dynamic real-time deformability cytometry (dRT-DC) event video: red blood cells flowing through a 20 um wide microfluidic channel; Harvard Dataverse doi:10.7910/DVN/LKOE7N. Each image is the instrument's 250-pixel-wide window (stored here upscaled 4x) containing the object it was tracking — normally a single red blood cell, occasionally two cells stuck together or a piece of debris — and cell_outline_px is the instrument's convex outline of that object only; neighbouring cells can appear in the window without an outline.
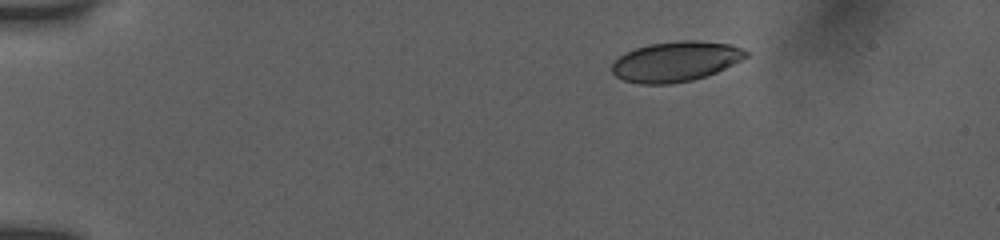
{"species": "human", "species_latin": "Homo sapiens", "temperature_condition": "room temperature", "stored_images_in_passage": 46, "camera_frame_rate_fps": 3000, "um_per_image_px": 0.085, "donor": {"sex": "female"}, "frame": {"image": 1, "passage_image": 1, "time_ms": 0.0, "image_size_px": [1000, 240], "cell_outline_px": [[752, 52], [748, 56], [716, 72], [692, 80], [672, 84], [640, 84], [624, 80], [616, 76], [612, 72], [612, 64], [624, 52], [648, 44], [676, 40], [696, 40], [732, 44]], "centroid_in_image_um": [57.44, 5.21], "position_along_channel_um": 27.6, "area_um2": 31.44}}
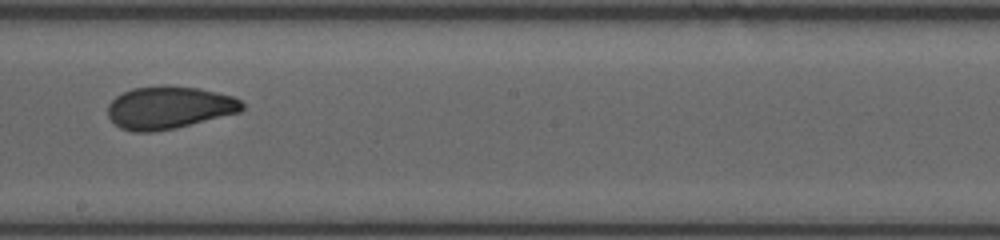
{"frame": {"image": 2, "passage_image": 24, "time_ms": 7.667, "image_size_px": [1000, 240], "cell_outline_px": [[244, 108], [240, 112], [176, 128], [152, 132], [132, 132], [120, 128], [108, 116], [108, 104], [116, 96], [132, 88], [160, 84], [168, 84], [200, 88], [232, 96], [240, 100], [244, 104]], "centroid_in_image_um": [14.36, 9.13], "position_along_channel_um": 233.8, "area_um2": 33.7}}
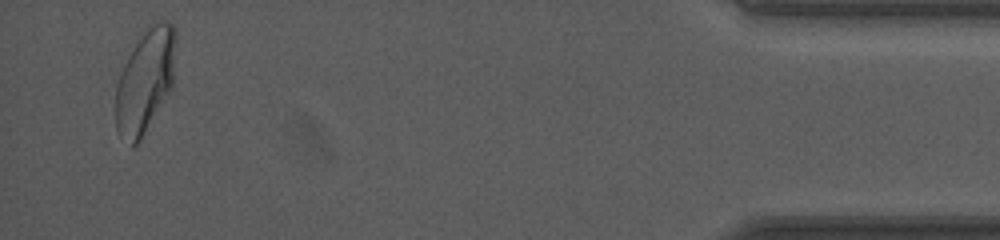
{"frame": {"image": 3, "passage_image": 44, "time_ms": 14.333, "image_size_px": [1000, 240], "cell_outline_px": [[176, 44], [172, 84], [140, 140], [132, 148], [116, 132], [116, 84], [124, 64], [140, 32], [152, 20], [168, 20], [176, 28]], "centroid_in_image_um": [12.33, 6.78], "position_along_channel_um": 422.9, "area_um2": 36.47}, "authors_computed_cell_mechanics": {"area_um2": 33.3506, "velocity_mm_per_s": 3.8808, "shape_relaxation_time_tau1_ms": 4.8158, "shape_relaxation_time_tau2_ms": 1.179, "deformation_change_tau1": 0.1482, "deformation_change_tau2": 0.0537}}